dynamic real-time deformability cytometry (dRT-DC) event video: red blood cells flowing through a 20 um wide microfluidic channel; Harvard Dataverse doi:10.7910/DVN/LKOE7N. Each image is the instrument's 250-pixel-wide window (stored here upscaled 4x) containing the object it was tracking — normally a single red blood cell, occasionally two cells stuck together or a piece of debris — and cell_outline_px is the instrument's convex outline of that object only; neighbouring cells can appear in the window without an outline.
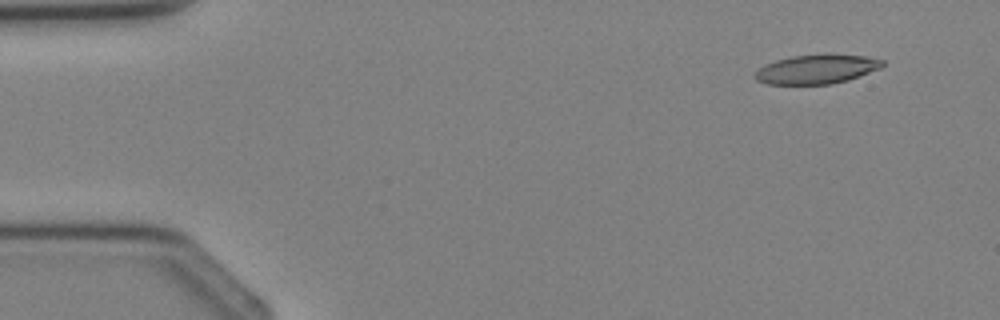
{"species": "Egyptian fruit bat (a non-hibernating species)", "species_latin": "Rousettus aegyptiacus", "temperature_condition": "cold", "stored_images_in_passage": 3, "camera_frame_rate_fps": 3000, "um_per_image_px": 0.085, "animal": {"sex": "female"}, "frame": {"image": 1, "passage_image": 1, "time_ms": 0.0, "image_size_px": [1000, 320], "cell_outline_px": [[884, 64], [880, 68], [848, 80], [832, 84], [764, 84], [756, 80], [752, 76], [764, 64], [776, 60], [792, 56], [828, 52], [864, 56], [884, 60]], "centroid_in_image_um": [69.4, 5.86], "position_along_channel_um": 15.6, "area_um2": 22.14}}
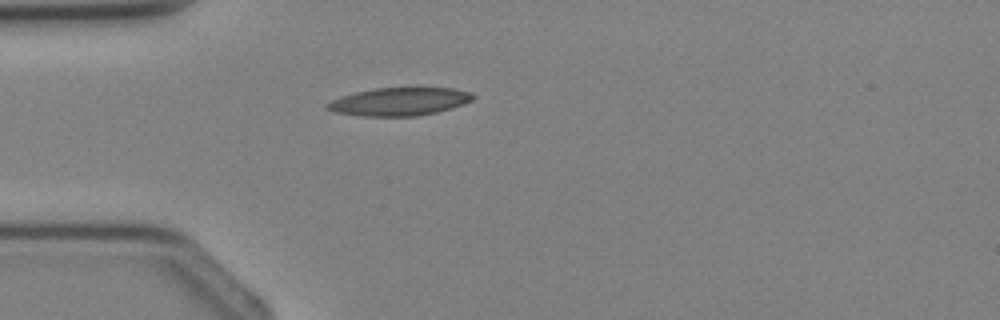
{"frame": {"image": 2, "passage_image": 3, "time_ms": 2.333, "image_size_px": [1000, 320], "cell_outline_px": [[476, 96], [472, 100], [464, 104], [452, 108], [436, 112], [416, 116], [360, 116], [332, 112], [324, 108], [324, 104], [332, 100], [356, 92], [376, 88], [452, 88], [472, 92]], "centroid_in_image_um": [33.94, 8.64], "position_along_channel_um": 51.1, "area_um2": 23.87}}